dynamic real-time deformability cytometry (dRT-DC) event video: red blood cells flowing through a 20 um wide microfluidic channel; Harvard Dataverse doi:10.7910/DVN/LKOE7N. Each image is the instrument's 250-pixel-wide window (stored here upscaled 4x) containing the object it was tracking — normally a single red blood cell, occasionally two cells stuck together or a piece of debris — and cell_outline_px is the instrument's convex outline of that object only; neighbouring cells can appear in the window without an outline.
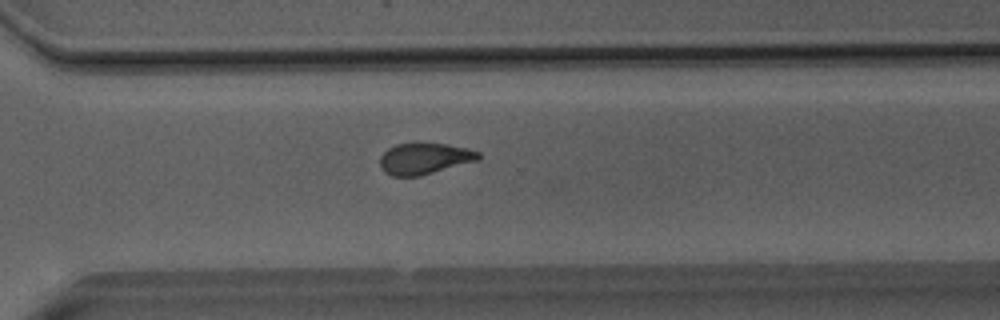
{"species": "Egyptian fruit bat (a non-hibernating species)", "species_latin": "Rousettus aegyptiacus", "temperature_condition": "room temperature", "stored_images_in_passage": 41, "camera_frame_rate_fps": 3000, "um_per_image_px": 0.085, "animal": {"sex": "male"}, "frame": {"image": 1, "passage_image": 27, "time_ms": 8.667, "image_size_px": [1000, 320], "cell_outline_px": [[480, 160], [420, 176], [392, 176], [384, 172], [380, 168], [380, 156], [388, 148], [396, 144], [416, 140], [448, 144], [468, 148], [480, 152]], "centroid_in_image_um": [36.08, 13.44], "position_along_channel_um": 334.5, "area_um2": 18.73}}
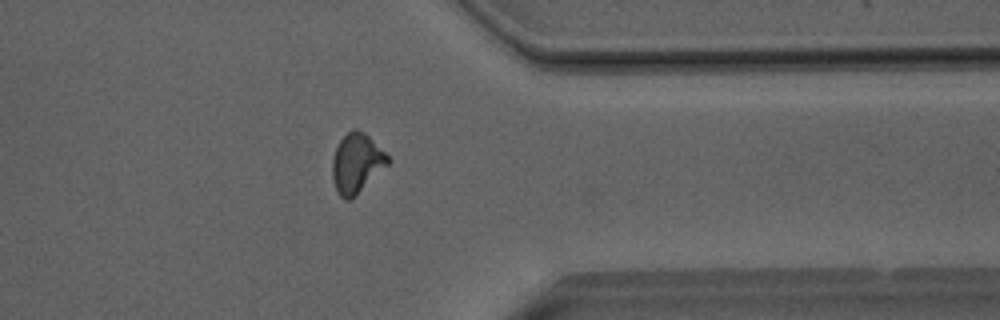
{"frame": {"image": 2, "passage_image": 31, "time_ms": 10.0, "image_size_px": [1000, 320], "cell_outline_px": [[392, 160], [388, 164], [348, 200], [344, 200], [336, 192], [332, 176], [332, 160], [336, 148], [340, 140], [352, 128], [356, 128], [364, 132]], "centroid_in_image_um": [30.28, 13.84], "position_along_channel_um": 381.1, "area_um2": 18.73}}
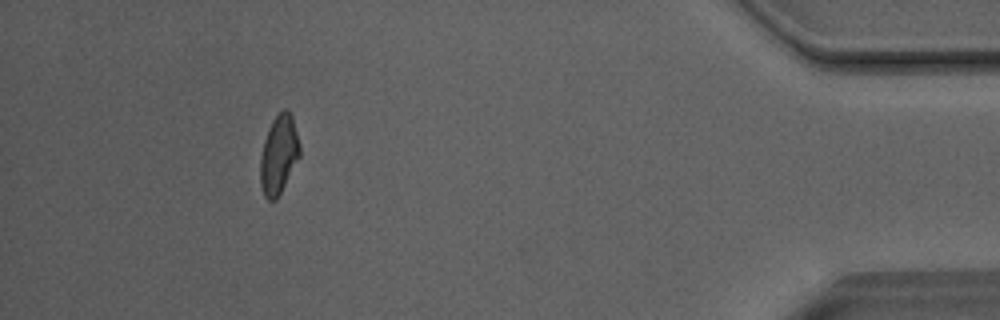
{"frame": {"image": 3, "passage_image": 37, "time_ms": 12.0, "image_size_px": [1000, 320], "cell_outline_px": [[300, 156], [276, 200], [268, 200], [264, 196], [260, 184], [260, 156], [264, 140], [268, 128], [272, 120], [284, 108], [288, 108], [292, 116], [300, 144]], "centroid_in_image_um": [23.69, 13.13], "position_along_channel_um": 411.5, "area_um2": 18.15}, "authors_computed_cell_mechanics": {"area_um2": 18.4382, "velocity_mm_per_s": 4.0667, "shape_relaxation_time_tau1_ms": null, "shape_relaxation_time_tau2_ms": 1.47, "deformation_change_tau1": null, "deformation_change_tau2": 0.0848}}